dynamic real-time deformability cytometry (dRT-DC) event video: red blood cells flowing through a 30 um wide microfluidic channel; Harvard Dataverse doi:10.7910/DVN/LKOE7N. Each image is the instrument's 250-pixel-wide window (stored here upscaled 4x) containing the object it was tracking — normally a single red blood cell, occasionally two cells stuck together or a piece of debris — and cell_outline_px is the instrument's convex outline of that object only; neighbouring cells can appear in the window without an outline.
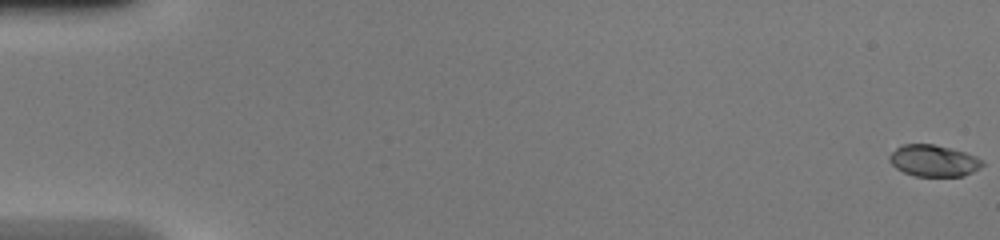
{"species": "common noctule bat (a hibernating species)", "species_latin": "Nyctalus noctula", "temperature_condition": "warm", "stored_images_in_passage": 50, "camera_frame_rate_fps": 3000, "um_per_image_px": 0.085, "animal": {"sex": "female", "body_mass_g": 20.0, "forearm_length_mm": 54.0}, "frame": {"image": 1, "passage_image": 1, "time_ms": 0.0, "image_size_px": [1000, 240], "cell_outline_px": [[984, 164], [980, 168], [964, 176], [916, 176], [904, 172], [896, 168], [888, 160], [888, 156], [900, 144], [932, 144], [964, 152], [976, 156], [984, 160]], "centroid_in_image_um": [79.35, 13.66], "position_along_channel_um": 5.6, "area_um2": 17.11}}
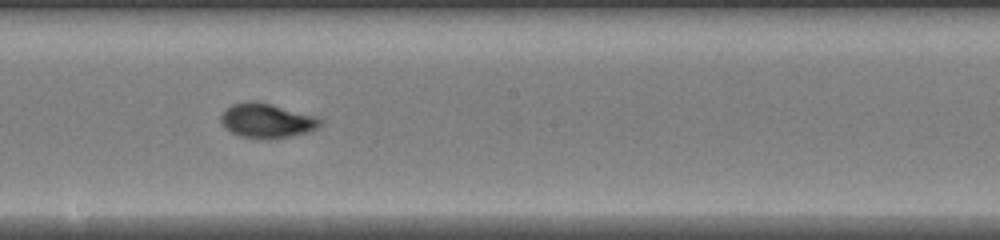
{"frame": {"image": 2, "passage_image": 29, "time_ms": 9.333, "image_size_px": [1000, 240], "cell_outline_px": [[324, 120], [316, 128], [308, 132], [272, 140], [264, 140], [240, 136], [224, 128], [220, 120], [220, 116], [232, 104], [252, 100], [256, 100], [272, 104], [316, 116]], "centroid_in_image_um": [22.68, 10.26], "position_along_channel_um": 225.5, "area_um2": 20.17}}
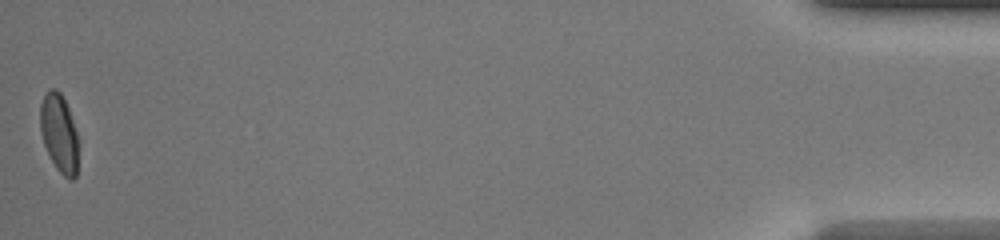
{"frame": {"image": 3, "passage_image": 50, "time_ms": 16.333, "image_size_px": [1000, 240], "cell_outline_px": [[76, 176], [72, 180], [68, 180], [56, 168], [44, 144], [40, 128], [40, 104], [48, 88], [56, 88], [60, 92], [68, 108], [76, 132]], "centroid_in_image_um": [4.99, 11.29], "position_along_channel_um": 430.2, "area_um2": 16.94}, "authors_computed_cell_mechanics": {"area_um2": 18.6983, "velocity_mm_per_s": 4.2499, "shape_relaxation_time_tau1_ms": 3.8614, "shape_relaxation_time_tau2_ms": 1.1067, "deformation_change_tau1": 0.1809, "deformation_change_tau2": 0.0491}}